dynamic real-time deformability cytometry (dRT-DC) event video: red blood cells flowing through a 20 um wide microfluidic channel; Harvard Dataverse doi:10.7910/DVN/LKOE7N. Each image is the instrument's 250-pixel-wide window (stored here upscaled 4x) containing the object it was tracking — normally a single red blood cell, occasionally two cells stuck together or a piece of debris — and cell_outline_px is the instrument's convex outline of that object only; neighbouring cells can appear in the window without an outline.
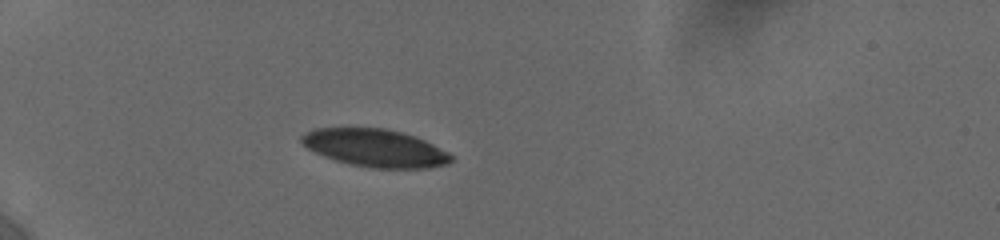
{"species": "human", "species_latin": "Homo sapiens", "temperature_condition": "cold", "stored_images_in_passage": 37, "camera_frame_rate_fps": 3000, "um_per_image_px": 0.085, "donor": {"sex": "female"}, "frame": {"image": 1, "passage_image": 1, "time_ms": 0.0, "image_size_px": [1000, 240], "cell_outline_px": [[452, 160], [448, 164], [428, 168], [372, 168], [348, 164], [324, 156], [308, 148], [300, 140], [300, 136], [304, 132], [312, 128], [384, 128], [400, 132], [424, 140], [448, 152], [452, 156]], "centroid_in_image_um": [31.86, 12.58], "position_along_channel_um": 53.1, "area_um2": 32.71}}
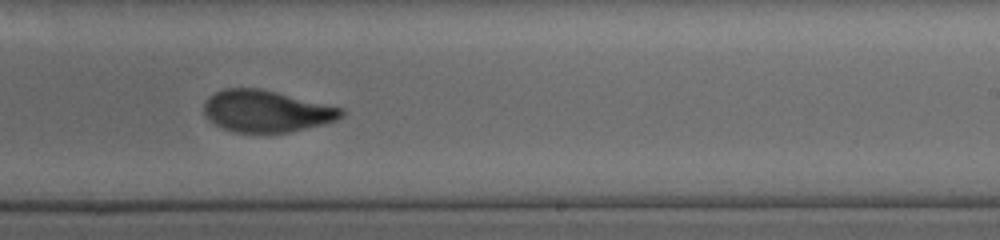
{"frame": {"image": 2, "passage_image": 20, "time_ms": 6.667, "image_size_px": [1000, 240], "cell_outline_px": [[344, 116], [336, 120], [324, 124], [288, 132], [236, 132], [224, 128], [216, 124], [204, 112], [204, 104], [208, 96], [224, 88], [260, 88], [344, 108]], "centroid_in_image_um": [22.68, 9.43], "position_along_channel_um": 266.3, "area_um2": 33.18}}
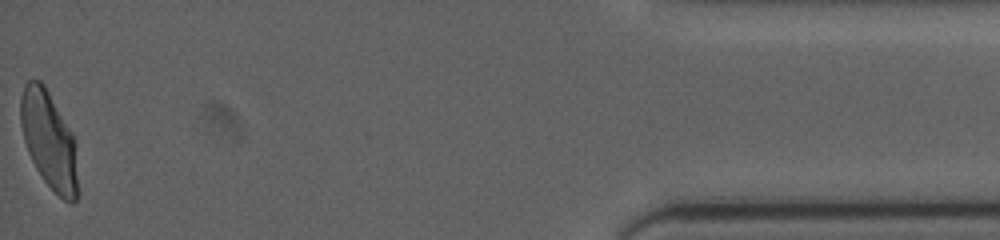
{"frame": {"image": 3, "passage_image": 37, "time_ms": 13.0, "image_size_px": [1000, 240], "cell_outline_px": [[76, 200], [72, 204], [64, 200], [44, 180], [36, 168], [28, 152], [24, 140], [20, 124], [20, 96], [24, 84], [28, 80], [40, 80], [44, 84], [72, 132], [76, 140]], "centroid_in_image_um": [4.14, 11.86], "position_along_channel_um": 431.1, "area_um2": 32.25}, "authors_computed_cell_mechanics": {"area_um2": 33.9864, "velocity_mm_per_s": 3.7014, "shape_relaxation_time_tau1_ms": 5.356, "shape_relaxation_time_tau2_ms": 1.4643, "deformation_change_tau1": 0.1961, "deformation_change_tau2": 0.0689}}